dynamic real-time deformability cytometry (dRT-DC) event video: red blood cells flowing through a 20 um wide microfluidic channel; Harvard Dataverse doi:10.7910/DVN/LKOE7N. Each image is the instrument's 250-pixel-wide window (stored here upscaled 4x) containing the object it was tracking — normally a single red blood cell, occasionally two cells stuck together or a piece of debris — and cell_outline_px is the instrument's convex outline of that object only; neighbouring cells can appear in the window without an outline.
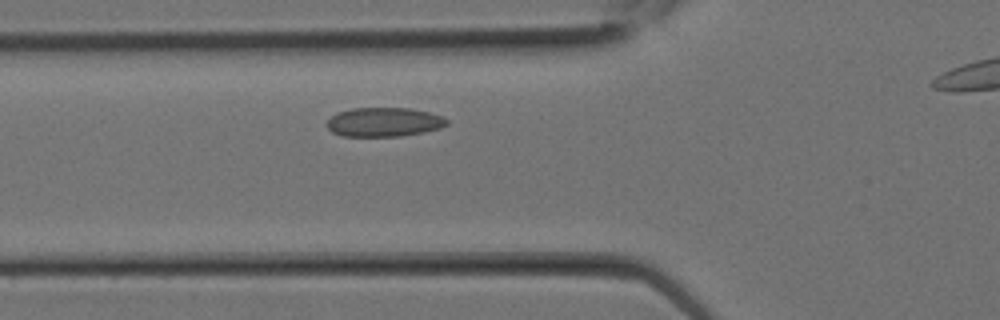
{"species": "Egyptian fruit bat (a non-hibernating species)", "species_latin": "Rousettus aegyptiacus", "temperature_condition": "room temperature", "stored_images_in_passage": 8, "camera_frame_rate_fps": 3000, "um_per_image_px": 0.085, "animal": {"sex": "female"}, "frame": {"image": 1, "passage_image": 3, "time_ms": 0.667, "image_size_px": [1000, 320], "cell_outline_px": [[448, 124], [440, 128], [424, 132], [400, 136], [344, 136], [332, 132], [328, 128], [328, 120], [336, 112], [352, 108], [408, 108], [428, 112], [444, 116], [448, 120]], "centroid_in_image_um": [32.66, 10.37], "position_along_channel_um": 93.1, "area_um2": 20.35}}
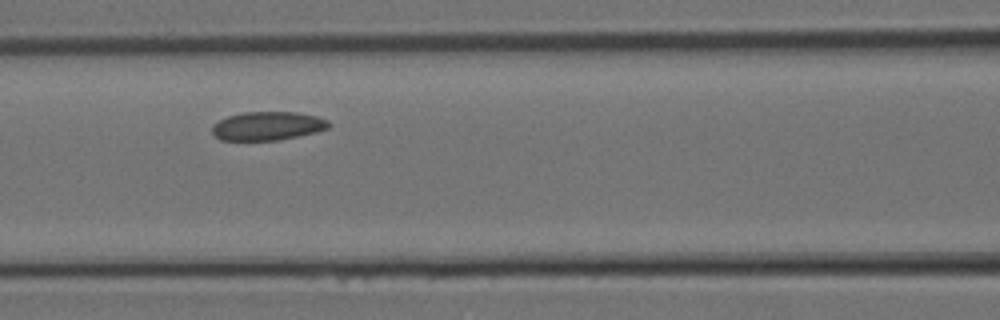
{"frame": {"image": 2, "passage_image": 5, "time_ms": 1.333, "image_size_px": [1000, 320], "cell_outline_px": [[332, 124], [328, 128], [316, 132], [280, 140], [220, 140], [212, 132], [212, 124], [228, 116], [244, 112], [296, 112], [316, 116], [328, 120]], "centroid_in_image_um": [22.76, 10.7], "position_along_channel_um": 143.8, "area_um2": 19.48}}
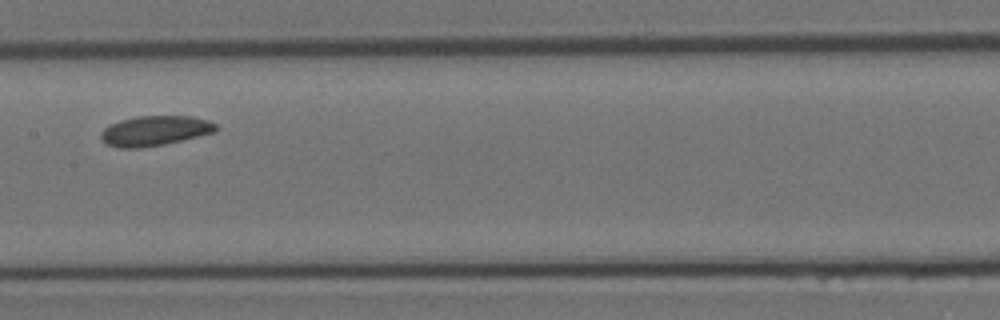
{"frame": {"image": 3, "passage_image": 7, "time_ms": 2.0, "image_size_px": [1000, 320], "cell_outline_px": [[220, 128], [216, 132], [164, 144], [140, 148], [120, 148], [104, 144], [100, 136], [100, 132], [108, 124], [120, 120], [136, 116], [192, 116], [208, 120], [216, 124]], "centroid_in_image_um": [13.14, 11.11], "position_along_channel_um": 194.3, "area_um2": 20.35}}